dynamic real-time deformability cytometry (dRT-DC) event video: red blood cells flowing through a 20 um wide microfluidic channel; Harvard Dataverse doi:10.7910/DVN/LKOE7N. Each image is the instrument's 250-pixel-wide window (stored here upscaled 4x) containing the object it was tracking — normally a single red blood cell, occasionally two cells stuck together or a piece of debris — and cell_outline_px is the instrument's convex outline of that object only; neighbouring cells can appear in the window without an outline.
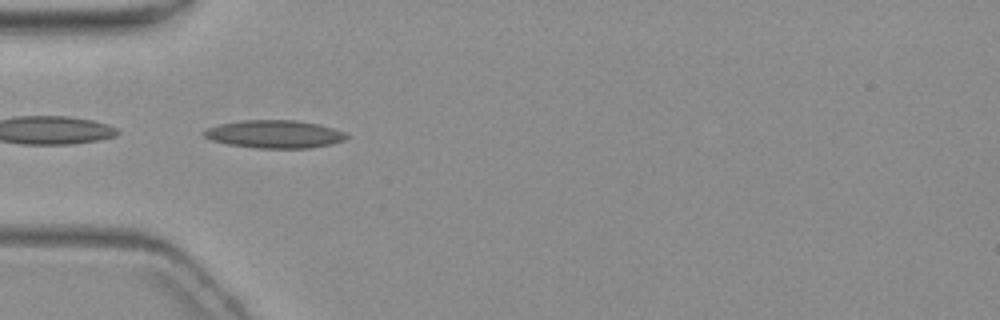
{"species": "common noctule bat (a hibernating species)", "species_latin": "Nyctalus noctula", "temperature_condition": "warm", "stored_images_in_passage": 2, "camera_frame_rate_fps": 3000, "um_per_image_px": 0.085, "animal": {"sex": "female", "body_mass_g": 19.3, "forearm_length_mm": 54.1}, "frame": {"image": 1, "passage_image": 1, "time_ms": 0.0, "image_size_px": [1000, 320], "cell_outline_px": [[348, 136], [344, 140], [332, 144], [312, 148], [256, 148], [228, 144], [212, 140], [204, 136], [200, 132], [208, 128], [220, 124], [240, 120], [296, 120], [316, 124], [332, 128], [344, 132]], "centroid_in_image_um": [23.31, 11.4], "position_along_channel_um": 61.7, "area_um2": 23.12}}